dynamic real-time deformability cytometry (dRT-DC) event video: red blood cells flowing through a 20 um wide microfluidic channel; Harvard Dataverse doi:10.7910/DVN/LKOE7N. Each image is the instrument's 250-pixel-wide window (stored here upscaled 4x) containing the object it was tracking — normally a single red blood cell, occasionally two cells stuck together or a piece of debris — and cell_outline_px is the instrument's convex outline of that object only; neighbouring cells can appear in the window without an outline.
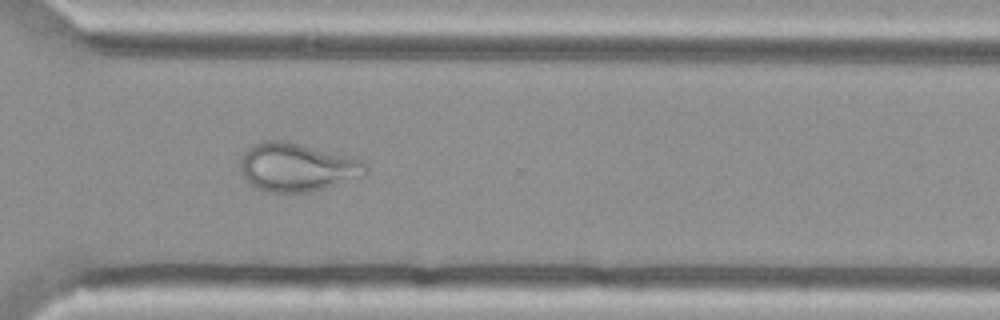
{"species": "Egyptian fruit bat (a non-hibernating species)", "species_latin": "Rousettus aegyptiacus", "temperature_condition": "cold", "stored_images_in_passage": 55, "camera_frame_rate_fps": 3000, "um_per_image_px": 0.085, "animal": {"sex": "female"}, "frame": {"image": 1, "passage_image": 40, "time_ms": 13.0, "image_size_px": [1000, 320], "cell_outline_px": [[368, 172], [364, 176], [324, 188], [308, 192], [268, 192], [256, 188], [240, 172], [240, 164], [244, 152], [252, 144], [264, 140], [288, 140], [348, 156], [360, 160], [368, 168]], "centroid_in_image_um": [25.23, 14.2], "position_along_channel_um": 345.4, "area_um2": 35.32}}
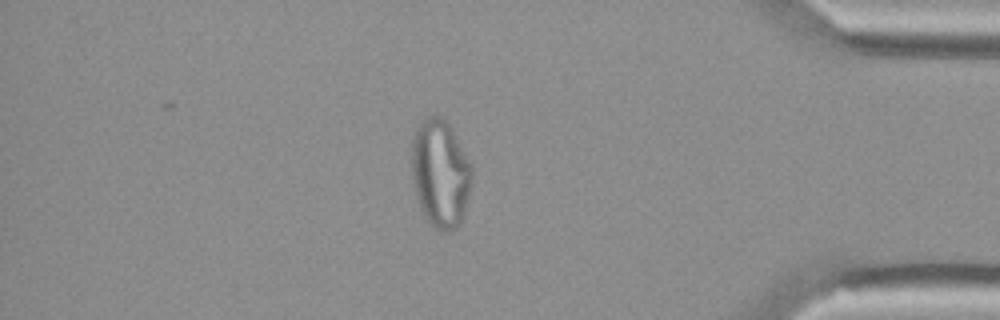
{"frame": {"image": 2, "passage_image": 47, "time_ms": 15.333, "image_size_px": [1000, 320], "cell_outline_px": [[472, 180], [460, 224], [456, 228], [448, 232], [444, 232], [436, 228], [424, 216], [420, 208], [416, 196], [412, 180], [412, 140], [416, 128], [428, 116], [440, 116], [448, 120], [472, 164]], "centroid_in_image_um": [37.43, 14.71], "position_along_channel_um": 397.8, "area_um2": 38.03}}